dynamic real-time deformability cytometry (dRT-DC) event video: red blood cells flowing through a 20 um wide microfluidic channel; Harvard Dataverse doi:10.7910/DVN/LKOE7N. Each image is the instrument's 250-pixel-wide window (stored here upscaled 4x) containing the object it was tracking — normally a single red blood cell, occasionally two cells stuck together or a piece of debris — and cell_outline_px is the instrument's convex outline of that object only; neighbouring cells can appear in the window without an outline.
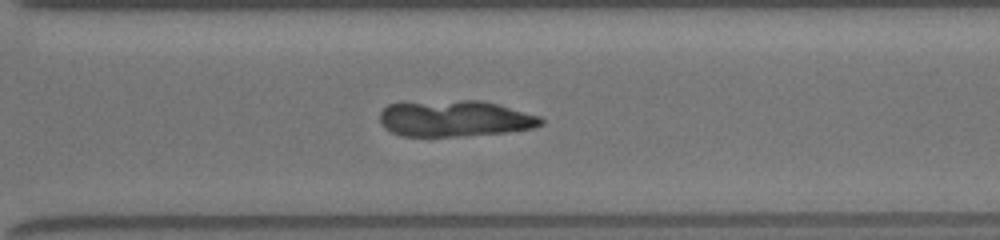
{"species": "common noctule bat (a hibernating species)", "species_latin": "Nyctalus noctula", "temperature_condition": "room temperature", "stored_images_in_passage": 51, "camera_frame_rate_fps": 3000, "um_per_image_px": 0.085, "animal": {"sex": "female", "body_mass_g": 19.5, "forearm_length_mm": 54.1}, "frame": {"image": 1, "passage_image": 33, "time_ms": 6.667, "image_size_px": [1000, 240], "cell_outline_px": [[544, 124], [532, 128], [504, 132], [468, 136], [400, 136], [384, 128], [380, 124], [380, 112], [388, 104], [460, 100], [480, 100], [496, 104], [540, 116], [544, 120]], "centroid_in_image_um": [38.65, 10.09], "position_along_channel_um": 331.9, "area_um2": 33.87}}
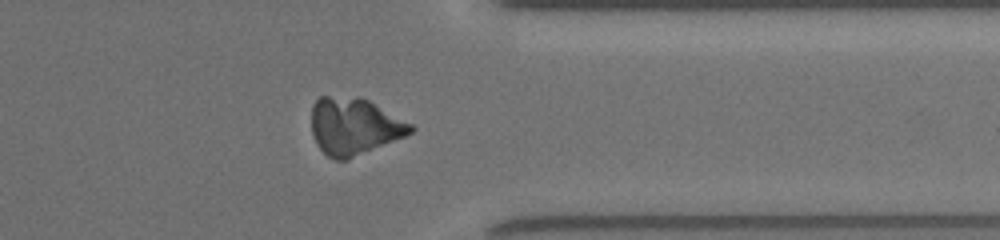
{"frame": {"image": 2, "passage_image": 37, "time_ms": 8.0, "image_size_px": [1000, 240], "cell_outline_px": [[416, 128], [412, 132], [404, 136], [348, 160], [336, 160], [328, 156], [316, 144], [312, 132], [312, 104], [320, 96], [356, 96], [368, 100], [412, 124]], "centroid_in_image_um": [30.08, 10.73], "position_along_channel_um": 381.3, "area_um2": 32.89}}
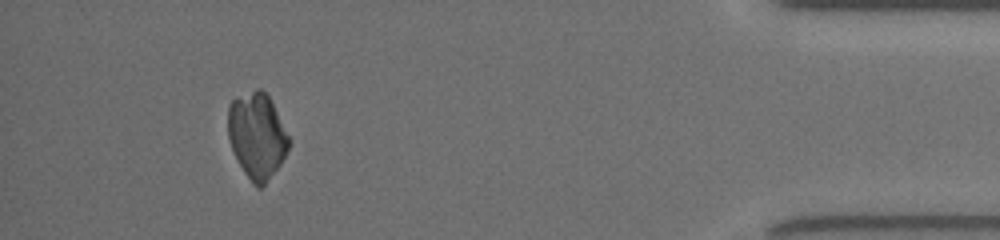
{"frame": {"image": 3, "passage_image": 43, "time_ms": 10.0, "image_size_px": [1000, 240], "cell_outline_px": [[292, 140], [280, 164], [264, 184], [260, 188], [256, 188], [252, 184], [244, 172], [228, 140], [228, 104], [232, 100], [256, 88], [260, 88], [268, 96]], "centroid_in_image_um": [21.84, 11.52], "position_along_channel_um": 413.4, "area_um2": 30.23}}